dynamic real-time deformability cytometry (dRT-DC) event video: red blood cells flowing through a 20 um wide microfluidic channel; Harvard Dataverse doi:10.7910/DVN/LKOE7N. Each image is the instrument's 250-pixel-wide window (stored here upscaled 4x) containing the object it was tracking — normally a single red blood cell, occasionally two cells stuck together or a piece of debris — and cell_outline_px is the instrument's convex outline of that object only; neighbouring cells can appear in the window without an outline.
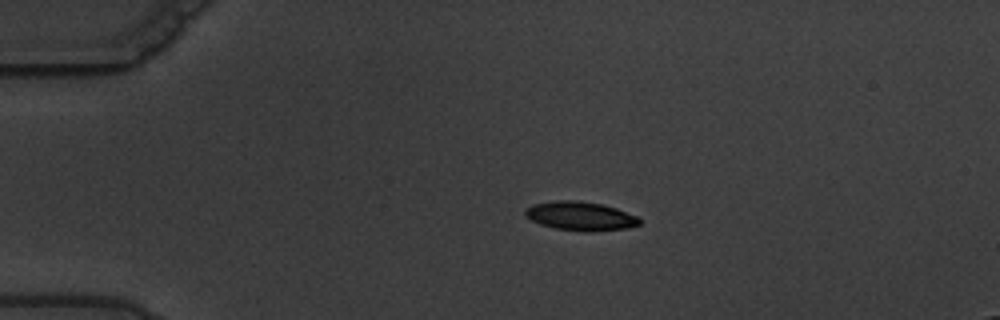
{"species": "common noctule bat (a hibernating species)", "species_latin": "Nyctalus noctula", "temperature_condition": "warm", "stored_images_in_passage": 7, "camera_frame_rate_fps": 3000, "um_per_image_px": 0.085, "animal": {"sex": "male", "body_mass_g": 19.5, "forearm_length_mm": 54.6}, "frame": {"image": 1, "passage_image": 4, "time_ms": 4.667, "image_size_px": [1000, 320], "cell_outline_px": [[640, 224], [628, 228], [592, 232], [580, 232], [556, 228], [540, 224], [524, 216], [524, 212], [532, 204], [556, 200], [576, 200], [600, 204], [616, 208], [636, 216], [640, 220]], "centroid_in_image_um": [49.32, 18.37], "position_along_channel_um": 35.7, "area_um2": 19.25}}